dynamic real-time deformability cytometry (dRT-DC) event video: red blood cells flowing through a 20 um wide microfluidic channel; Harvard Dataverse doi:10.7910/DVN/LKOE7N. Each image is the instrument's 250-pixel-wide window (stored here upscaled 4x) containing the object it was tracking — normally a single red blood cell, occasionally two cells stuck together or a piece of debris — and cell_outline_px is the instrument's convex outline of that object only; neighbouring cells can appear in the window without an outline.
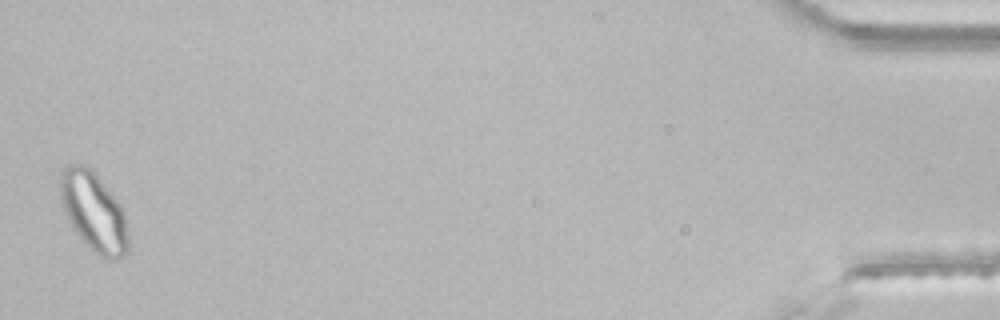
{"species": "common noctule bat (a hibernating species)", "species_latin": "Nyctalus noctula", "temperature_condition": "room temperature", "stored_images_in_passage": 42, "segment_of_instrument_passage": [2, 2], "camera_frame_rate_fps": 3000, "um_per_image_px": 0.085, "animal": {"sex": "male", "body_mass_g": 21.5, "forearm_length_mm": 52.0}, "frame": {"image": 1, "passage_image": 42, "time_ms": 13.667, "image_size_px": [1000, 320], "cell_outline_px": [[128, 248], [124, 256], [116, 260], [104, 260], [96, 256], [72, 228], [68, 220], [60, 200], [60, 172], [64, 168], [72, 164], [84, 164], [96, 172], [120, 204], [124, 216], [128, 240]], "centroid_in_image_um": [7.95, 18.02], "position_along_channel_um": 427.2, "area_um2": 31.67}}